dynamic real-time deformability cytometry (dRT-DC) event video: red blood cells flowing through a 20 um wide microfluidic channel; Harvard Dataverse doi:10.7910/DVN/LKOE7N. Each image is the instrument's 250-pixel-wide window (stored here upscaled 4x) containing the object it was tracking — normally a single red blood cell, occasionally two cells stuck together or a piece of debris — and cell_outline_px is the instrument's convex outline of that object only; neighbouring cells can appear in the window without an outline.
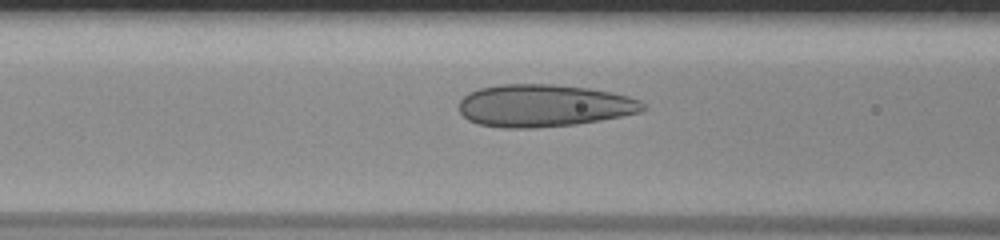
{"species": "human", "species_latin": "Homo sapiens", "temperature_condition": "room temperature", "stored_images_in_passage": 36, "camera_frame_rate_fps": 3000, "um_per_image_px": 0.085, "donor": {"sex": "male"}, "frame": {"image": 1, "passage_image": 6, "time_ms": 1.667, "image_size_px": [1000, 240], "cell_outline_px": [[648, 108], [640, 112], [600, 120], [576, 124], [536, 128], [500, 128], [476, 124], [468, 120], [460, 112], [460, 100], [464, 96], [480, 88], [500, 84], [552, 84], [588, 88], [612, 92], [628, 96], [640, 100]], "centroid_in_image_um": [46.23, 8.98], "position_along_channel_um": 120.4, "area_um2": 45.55}}
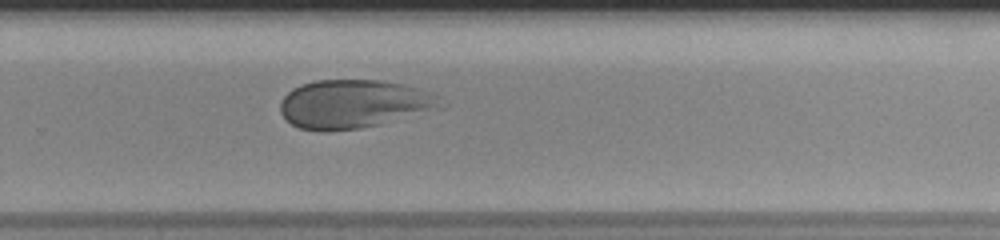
{"frame": {"image": 2, "passage_image": 20, "time_ms": 6.333, "image_size_px": [1000, 240], "cell_outline_px": [[448, 104], [444, 108], [380, 124], [360, 128], [328, 132], [320, 132], [300, 128], [292, 124], [280, 112], [280, 100], [292, 88], [300, 84], [316, 80], [380, 80], [420, 88], [436, 96]], "centroid_in_image_um": [30.08, 8.85], "position_along_channel_um": 299.7, "area_um2": 45.72}}
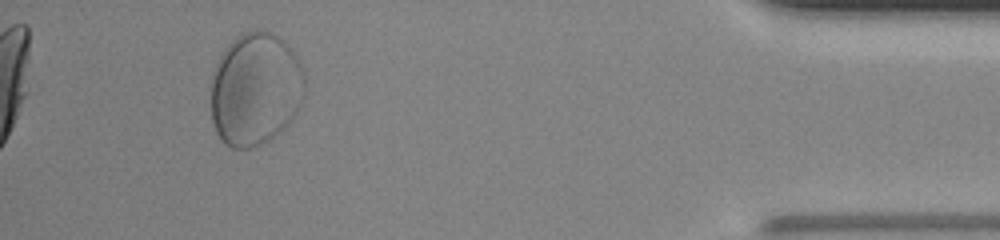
{"frame": {"image": 3, "passage_image": 33, "time_ms": 10.667, "image_size_px": [1000, 240], "cell_outline_px": [[304, 100], [292, 120], [280, 132], [268, 140], [252, 148], [232, 148], [224, 144], [220, 140], [216, 132], [212, 120], [212, 72], [220, 56], [228, 44], [236, 36], [244, 32], [272, 32], [284, 40], [292, 48], [300, 60], [304, 68]], "centroid_in_image_um": [21.73, 7.59], "position_along_channel_um": 413.5, "area_um2": 62.42}, "authors_computed_cell_mechanics": {"area_um2": 45.9799, "velocity_mm_per_s": 3.8462, "shape_relaxation_time_tau1_ms": 7.8341, "shape_relaxation_time_tau2_ms": null, "deformation_change_tau1": 0.1987, "deformation_change_tau2": null}}